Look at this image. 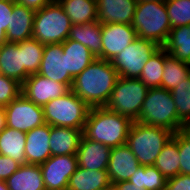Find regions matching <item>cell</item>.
Wrapping results in <instances>:
<instances>
[{"label": "cell", "mask_w": 190, "mask_h": 190, "mask_svg": "<svg viewBox=\"0 0 190 190\" xmlns=\"http://www.w3.org/2000/svg\"><path fill=\"white\" fill-rule=\"evenodd\" d=\"M37 73L53 81L64 83L71 89L74 78L67 72L62 43L44 45L42 61Z\"/></svg>", "instance_id": "5bb4252c"}, {"label": "cell", "mask_w": 190, "mask_h": 190, "mask_svg": "<svg viewBox=\"0 0 190 190\" xmlns=\"http://www.w3.org/2000/svg\"><path fill=\"white\" fill-rule=\"evenodd\" d=\"M137 34L129 24H101L102 59L111 61L135 39Z\"/></svg>", "instance_id": "4fadbf2b"}, {"label": "cell", "mask_w": 190, "mask_h": 190, "mask_svg": "<svg viewBox=\"0 0 190 190\" xmlns=\"http://www.w3.org/2000/svg\"><path fill=\"white\" fill-rule=\"evenodd\" d=\"M112 188L107 170H89L77 167L69 179L67 190H107Z\"/></svg>", "instance_id": "603a6c76"}, {"label": "cell", "mask_w": 190, "mask_h": 190, "mask_svg": "<svg viewBox=\"0 0 190 190\" xmlns=\"http://www.w3.org/2000/svg\"><path fill=\"white\" fill-rule=\"evenodd\" d=\"M0 190H9L5 181L0 180Z\"/></svg>", "instance_id": "bcb514c9"}, {"label": "cell", "mask_w": 190, "mask_h": 190, "mask_svg": "<svg viewBox=\"0 0 190 190\" xmlns=\"http://www.w3.org/2000/svg\"><path fill=\"white\" fill-rule=\"evenodd\" d=\"M72 25L97 21L96 0H57Z\"/></svg>", "instance_id": "4316f807"}, {"label": "cell", "mask_w": 190, "mask_h": 190, "mask_svg": "<svg viewBox=\"0 0 190 190\" xmlns=\"http://www.w3.org/2000/svg\"><path fill=\"white\" fill-rule=\"evenodd\" d=\"M128 181L144 190H166L167 179L154 165H141Z\"/></svg>", "instance_id": "1f68e13d"}, {"label": "cell", "mask_w": 190, "mask_h": 190, "mask_svg": "<svg viewBox=\"0 0 190 190\" xmlns=\"http://www.w3.org/2000/svg\"><path fill=\"white\" fill-rule=\"evenodd\" d=\"M35 10L15 3L6 31L7 42L18 43L32 38Z\"/></svg>", "instance_id": "d6986e66"}, {"label": "cell", "mask_w": 190, "mask_h": 190, "mask_svg": "<svg viewBox=\"0 0 190 190\" xmlns=\"http://www.w3.org/2000/svg\"><path fill=\"white\" fill-rule=\"evenodd\" d=\"M159 47L154 41L137 37L110 62L119 77L139 78L145 63Z\"/></svg>", "instance_id": "9c48e42d"}, {"label": "cell", "mask_w": 190, "mask_h": 190, "mask_svg": "<svg viewBox=\"0 0 190 190\" xmlns=\"http://www.w3.org/2000/svg\"><path fill=\"white\" fill-rule=\"evenodd\" d=\"M113 190H144L140 186L131 184L129 181H121L112 185Z\"/></svg>", "instance_id": "b9f144b4"}, {"label": "cell", "mask_w": 190, "mask_h": 190, "mask_svg": "<svg viewBox=\"0 0 190 190\" xmlns=\"http://www.w3.org/2000/svg\"><path fill=\"white\" fill-rule=\"evenodd\" d=\"M154 166L166 179L180 174L178 143L173 138H171V140L163 147Z\"/></svg>", "instance_id": "4dcf8cb0"}, {"label": "cell", "mask_w": 190, "mask_h": 190, "mask_svg": "<svg viewBox=\"0 0 190 190\" xmlns=\"http://www.w3.org/2000/svg\"><path fill=\"white\" fill-rule=\"evenodd\" d=\"M166 190H190V175L178 174L167 179Z\"/></svg>", "instance_id": "f35d334b"}, {"label": "cell", "mask_w": 190, "mask_h": 190, "mask_svg": "<svg viewBox=\"0 0 190 190\" xmlns=\"http://www.w3.org/2000/svg\"><path fill=\"white\" fill-rule=\"evenodd\" d=\"M165 7L171 28L190 24V0H167Z\"/></svg>", "instance_id": "836d02e7"}, {"label": "cell", "mask_w": 190, "mask_h": 190, "mask_svg": "<svg viewBox=\"0 0 190 190\" xmlns=\"http://www.w3.org/2000/svg\"><path fill=\"white\" fill-rule=\"evenodd\" d=\"M70 90L66 84L53 81L38 73L30 75L22 84V95L42 107Z\"/></svg>", "instance_id": "7c38bea8"}, {"label": "cell", "mask_w": 190, "mask_h": 190, "mask_svg": "<svg viewBox=\"0 0 190 190\" xmlns=\"http://www.w3.org/2000/svg\"><path fill=\"white\" fill-rule=\"evenodd\" d=\"M19 166L20 164L12 158L0 155V180L5 181L18 170Z\"/></svg>", "instance_id": "74e56055"}, {"label": "cell", "mask_w": 190, "mask_h": 190, "mask_svg": "<svg viewBox=\"0 0 190 190\" xmlns=\"http://www.w3.org/2000/svg\"><path fill=\"white\" fill-rule=\"evenodd\" d=\"M172 138L178 143L180 174L190 175V141L180 131L174 133Z\"/></svg>", "instance_id": "8d00e7d4"}, {"label": "cell", "mask_w": 190, "mask_h": 190, "mask_svg": "<svg viewBox=\"0 0 190 190\" xmlns=\"http://www.w3.org/2000/svg\"><path fill=\"white\" fill-rule=\"evenodd\" d=\"M111 148L82 135L76 152L78 166L89 170H107Z\"/></svg>", "instance_id": "e0dca14e"}, {"label": "cell", "mask_w": 190, "mask_h": 190, "mask_svg": "<svg viewBox=\"0 0 190 190\" xmlns=\"http://www.w3.org/2000/svg\"><path fill=\"white\" fill-rule=\"evenodd\" d=\"M22 94V84L18 81L0 76V106H7L12 100Z\"/></svg>", "instance_id": "d590c367"}, {"label": "cell", "mask_w": 190, "mask_h": 190, "mask_svg": "<svg viewBox=\"0 0 190 190\" xmlns=\"http://www.w3.org/2000/svg\"><path fill=\"white\" fill-rule=\"evenodd\" d=\"M140 1L166 2L167 0H137V2H140Z\"/></svg>", "instance_id": "7dc6e473"}, {"label": "cell", "mask_w": 190, "mask_h": 190, "mask_svg": "<svg viewBox=\"0 0 190 190\" xmlns=\"http://www.w3.org/2000/svg\"><path fill=\"white\" fill-rule=\"evenodd\" d=\"M165 48L159 47L145 63L139 79L148 88H160L164 72Z\"/></svg>", "instance_id": "f546056e"}, {"label": "cell", "mask_w": 190, "mask_h": 190, "mask_svg": "<svg viewBox=\"0 0 190 190\" xmlns=\"http://www.w3.org/2000/svg\"><path fill=\"white\" fill-rule=\"evenodd\" d=\"M173 132L162 127L133 121L126 144L142 166L155 164L163 147L171 140Z\"/></svg>", "instance_id": "277c9868"}, {"label": "cell", "mask_w": 190, "mask_h": 190, "mask_svg": "<svg viewBox=\"0 0 190 190\" xmlns=\"http://www.w3.org/2000/svg\"><path fill=\"white\" fill-rule=\"evenodd\" d=\"M20 51H22L23 66L26 69V79L36 74L42 61L44 44H41L34 38L20 42Z\"/></svg>", "instance_id": "d6a6232c"}, {"label": "cell", "mask_w": 190, "mask_h": 190, "mask_svg": "<svg viewBox=\"0 0 190 190\" xmlns=\"http://www.w3.org/2000/svg\"><path fill=\"white\" fill-rule=\"evenodd\" d=\"M62 49L66 56L67 72L73 78L79 75L96 59L86 46L75 40L67 38L62 43Z\"/></svg>", "instance_id": "cb8c5ba5"}, {"label": "cell", "mask_w": 190, "mask_h": 190, "mask_svg": "<svg viewBox=\"0 0 190 190\" xmlns=\"http://www.w3.org/2000/svg\"><path fill=\"white\" fill-rule=\"evenodd\" d=\"M141 165L127 144L111 148L107 168L111 185L128 181Z\"/></svg>", "instance_id": "9a60e30c"}, {"label": "cell", "mask_w": 190, "mask_h": 190, "mask_svg": "<svg viewBox=\"0 0 190 190\" xmlns=\"http://www.w3.org/2000/svg\"><path fill=\"white\" fill-rule=\"evenodd\" d=\"M132 27L137 37L154 41L163 47L170 34L171 24L165 2H137Z\"/></svg>", "instance_id": "3957f363"}, {"label": "cell", "mask_w": 190, "mask_h": 190, "mask_svg": "<svg viewBox=\"0 0 190 190\" xmlns=\"http://www.w3.org/2000/svg\"><path fill=\"white\" fill-rule=\"evenodd\" d=\"M163 47L174 58L190 64V24L172 28Z\"/></svg>", "instance_id": "83f0119b"}, {"label": "cell", "mask_w": 190, "mask_h": 190, "mask_svg": "<svg viewBox=\"0 0 190 190\" xmlns=\"http://www.w3.org/2000/svg\"><path fill=\"white\" fill-rule=\"evenodd\" d=\"M0 72L23 84L26 80V69L23 66L20 42H6L0 47Z\"/></svg>", "instance_id": "ffe728a7"}, {"label": "cell", "mask_w": 190, "mask_h": 190, "mask_svg": "<svg viewBox=\"0 0 190 190\" xmlns=\"http://www.w3.org/2000/svg\"><path fill=\"white\" fill-rule=\"evenodd\" d=\"M97 21L101 24H132L137 0H96Z\"/></svg>", "instance_id": "2e32d148"}, {"label": "cell", "mask_w": 190, "mask_h": 190, "mask_svg": "<svg viewBox=\"0 0 190 190\" xmlns=\"http://www.w3.org/2000/svg\"><path fill=\"white\" fill-rule=\"evenodd\" d=\"M15 1H3L0 0V26L1 29L7 31L9 20L12 15L13 6Z\"/></svg>", "instance_id": "ab89813d"}, {"label": "cell", "mask_w": 190, "mask_h": 190, "mask_svg": "<svg viewBox=\"0 0 190 190\" xmlns=\"http://www.w3.org/2000/svg\"><path fill=\"white\" fill-rule=\"evenodd\" d=\"M6 127V114L3 106H0V132Z\"/></svg>", "instance_id": "ee69618b"}, {"label": "cell", "mask_w": 190, "mask_h": 190, "mask_svg": "<svg viewBox=\"0 0 190 190\" xmlns=\"http://www.w3.org/2000/svg\"><path fill=\"white\" fill-rule=\"evenodd\" d=\"M118 78L110 61L96 58L74 78L71 90L91 108L105 107Z\"/></svg>", "instance_id": "6da1fadb"}, {"label": "cell", "mask_w": 190, "mask_h": 190, "mask_svg": "<svg viewBox=\"0 0 190 190\" xmlns=\"http://www.w3.org/2000/svg\"><path fill=\"white\" fill-rule=\"evenodd\" d=\"M53 0H15L16 3L21 4L25 7L31 8L35 11L42 9Z\"/></svg>", "instance_id": "60d3db41"}, {"label": "cell", "mask_w": 190, "mask_h": 190, "mask_svg": "<svg viewBox=\"0 0 190 190\" xmlns=\"http://www.w3.org/2000/svg\"><path fill=\"white\" fill-rule=\"evenodd\" d=\"M91 107L72 90L43 106L45 123L50 126L84 130Z\"/></svg>", "instance_id": "8992f818"}, {"label": "cell", "mask_w": 190, "mask_h": 190, "mask_svg": "<svg viewBox=\"0 0 190 190\" xmlns=\"http://www.w3.org/2000/svg\"><path fill=\"white\" fill-rule=\"evenodd\" d=\"M72 23L57 0L37 10L34 15L32 38L41 44L63 43Z\"/></svg>", "instance_id": "52a82bcc"}, {"label": "cell", "mask_w": 190, "mask_h": 190, "mask_svg": "<svg viewBox=\"0 0 190 190\" xmlns=\"http://www.w3.org/2000/svg\"><path fill=\"white\" fill-rule=\"evenodd\" d=\"M148 90L139 78L119 77L105 107L137 121Z\"/></svg>", "instance_id": "ba28073f"}, {"label": "cell", "mask_w": 190, "mask_h": 190, "mask_svg": "<svg viewBox=\"0 0 190 190\" xmlns=\"http://www.w3.org/2000/svg\"><path fill=\"white\" fill-rule=\"evenodd\" d=\"M83 131L71 127L51 126V156L76 155Z\"/></svg>", "instance_id": "44dd1931"}, {"label": "cell", "mask_w": 190, "mask_h": 190, "mask_svg": "<svg viewBox=\"0 0 190 190\" xmlns=\"http://www.w3.org/2000/svg\"><path fill=\"white\" fill-rule=\"evenodd\" d=\"M137 122L166 128L173 133L180 131L183 124L177 116L171 91L163 88H149Z\"/></svg>", "instance_id": "5b68a950"}, {"label": "cell", "mask_w": 190, "mask_h": 190, "mask_svg": "<svg viewBox=\"0 0 190 190\" xmlns=\"http://www.w3.org/2000/svg\"><path fill=\"white\" fill-rule=\"evenodd\" d=\"M180 132L190 141V121L182 124Z\"/></svg>", "instance_id": "7bdbcfd3"}, {"label": "cell", "mask_w": 190, "mask_h": 190, "mask_svg": "<svg viewBox=\"0 0 190 190\" xmlns=\"http://www.w3.org/2000/svg\"><path fill=\"white\" fill-rule=\"evenodd\" d=\"M26 132L5 127L0 132V155L12 158L20 165L26 164Z\"/></svg>", "instance_id": "484cf974"}, {"label": "cell", "mask_w": 190, "mask_h": 190, "mask_svg": "<svg viewBox=\"0 0 190 190\" xmlns=\"http://www.w3.org/2000/svg\"><path fill=\"white\" fill-rule=\"evenodd\" d=\"M6 126L15 130L29 132L45 123L43 107L20 95L4 107Z\"/></svg>", "instance_id": "30bf717a"}, {"label": "cell", "mask_w": 190, "mask_h": 190, "mask_svg": "<svg viewBox=\"0 0 190 190\" xmlns=\"http://www.w3.org/2000/svg\"><path fill=\"white\" fill-rule=\"evenodd\" d=\"M46 190H67L69 179L78 167L76 155L51 156L39 165Z\"/></svg>", "instance_id": "8fae6325"}, {"label": "cell", "mask_w": 190, "mask_h": 190, "mask_svg": "<svg viewBox=\"0 0 190 190\" xmlns=\"http://www.w3.org/2000/svg\"><path fill=\"white\" fill-rule=\"evenodd\" d=\"M68 39L78 41L96 58L102 59L101 23L98 21L72 25Z\"/></svg>", "instance_id": "d4e9b609"}, {"label": "cell", "mask_w": 190, "mask_h": 190, "mask_svg": "<svg viewBox=\"0 0 190 190\" xmlns=\"http://www.w3.org/2000/svg\"><path fill=\"white\" fill-rule=\"evenodd\" d=\"M132 123L129 117L106 107H93L88 113L83 135L87 139L114 148L126 144Z\"/></svg>", "instance_id": "7a4b0ae2"}, {"label": "cell", "mask_w": 190, "mask_h": 190, "mask_svg": "<svg viewBox=\"0 0 190 190\" xmlns=\"http://www.w3.org/2000/svg\"><path fill=\"white\" fill-rule=\"evenodd\" d=\"M5 182L9 190H46L39 165H20Z\"/></svg>", "instance_id": "7402d4cb"}, {"label": "cell", "mask_w": 190, "mask_h": 190, "mask_svg": "<svg viewBox=\"0 0 190 190\" xmlns=\"http://www.w3.org/2000/svg\"><path fill=\"white\" fill-rule=\"evenodd\" d=\"M177 116L183 122L190 121V76L171 90Z\"/></svg>", "instance_id": "e575fe53"}, {"label": "cell", "mask_w": 190, "mask_h": 190, "mask_svg": "<svg viewBox=\"0 0 190 190\" xmlns=\"http://www.w3.org/2000/svg\"><path fill=\"white\" fill-rule=\"evenodd\" d=\"M50 131L51 126L44 123L26 132V164L41 165L51 157Z\"/></svg>", "instance_id": "ac0fdd59"}, {"label": "cell", "mask_w": 190, "mask_h": 190, "mask_svg": "<svg viewBox=\"0 0 190 190\" xmlns=\"http://www.w3.org/2000/svg\"><path fill=\"white\" fill-rule=\"evenodd\" d=\"M188 76H190V64L174 58L165 50L164 72L160 88L171 91Z\"/></svg>", "instance_id": "f1b7e54d"}, {"label": "cell", "mask_w": 190, "mask_h": 190, "mask_svg": "<svg viewBox=\"0 0 190 190\" xmlns=\"http://www.w3.org/2000/svg\"><path fill=\"white\" fill-rule=\"evenodd\" d=\"M7 42V38H6V31H4L3 29H1L0 26V47Z\"/></svg>", "instance_id": "f6af8a7d"}]
</instances>
